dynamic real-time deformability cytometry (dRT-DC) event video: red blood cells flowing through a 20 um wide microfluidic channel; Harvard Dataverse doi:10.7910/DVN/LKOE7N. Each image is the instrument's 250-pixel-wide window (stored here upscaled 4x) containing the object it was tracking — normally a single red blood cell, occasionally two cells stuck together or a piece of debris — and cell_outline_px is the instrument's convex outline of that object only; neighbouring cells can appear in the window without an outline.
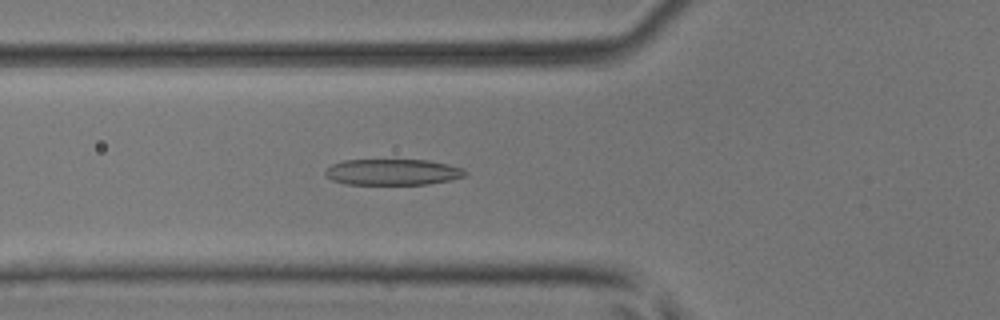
{"species": "common noctule bat (a hibernating species)", "species_latin": "Nyctalus noctula", "temperature_condition": "room temperature", "stored_images_in_passage": 49, "camera_frame_rate_fps": 3000, "um_per_image_px": 0.085, "animal": {"sex": "male", "body_mass_g": 17.9, "forearm_length_mm": 54.2}, "frame": {"image": 1, "passage_image": 17, "time_ms": 5.333, "image_size_px": [1000, 320], "cell_outline_px": [[468, 172], [464, 176], [448, 180], [428, 184], [348, 184], [332, 180], [324, 172], [332, 164], [344, 160], [428, 160], [448, 164], [464, 168]], "centroid_in_image_um": [33.4, 14.62], "position_along_channel_um": 92.4, "area_um2": 21.1}}
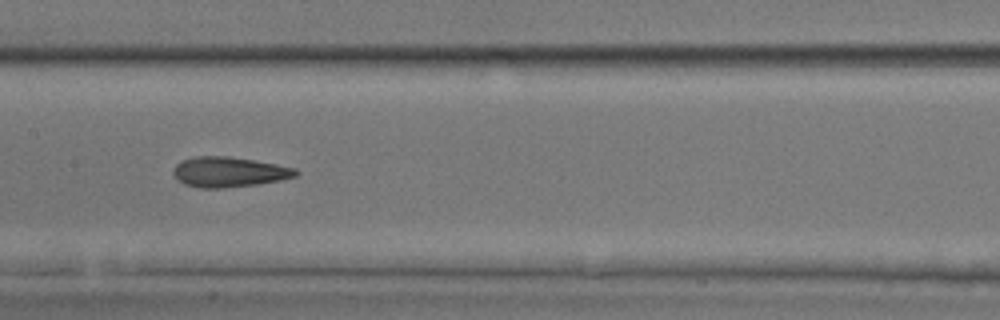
{"frame": {"image": 2, "passage_image": 24, "time_ms": 7.667, "image_size_px": [1000, 320], "cell_outline_px": [[300, 172], [296, 176], [280, 180], [256, 184], [224, 188], [200, 188], [184, 184], [176, 180], [172, 172], [172, 168], [180, 160], [196, 156], [228, 156], [276, 164], [296, 168]], "centroid_in_image_um": [19.41, 14.62], "position_along_channel_um": 188.0, "area_um2": 21.68}}
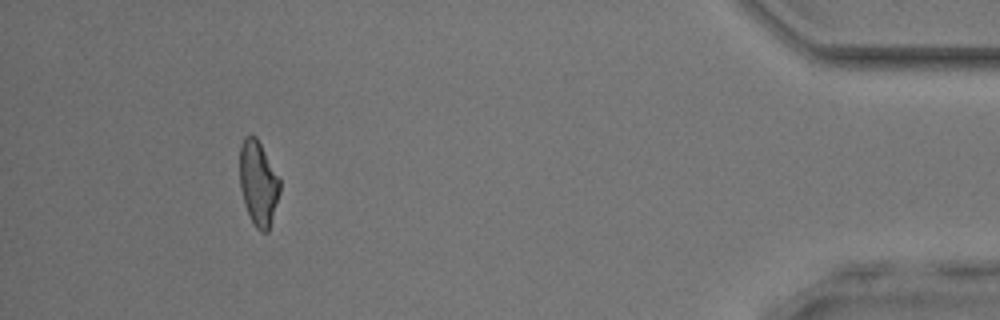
{"frame": {"image": 3, "passage_image": 45, "time_ms": 14.667, "image_size_px": [1000, 320], "cell_outline_px": [[280, 192], [268, 232], [260, 232], [256, 228], [244, 204], [240, 188], [240, 144], [244, 136], [256, 136], [280, 180]], "centroid_in_image_um": [21.94, 15.58], "position_along_channel_um": 413.3, "area_um2": 19.59}, "authors_computed_cell_mechanics": {"area_um2": 20.808, "velocity_mm_per_s": 4.0837, "shape_relaxation_time_tau1_ms": 3.5855, "shape_relaxation_time_tau2_ms": 2.2354, "deformation_change_tau1": 0.1671, "deformation_change_tau2": 0.1254}}